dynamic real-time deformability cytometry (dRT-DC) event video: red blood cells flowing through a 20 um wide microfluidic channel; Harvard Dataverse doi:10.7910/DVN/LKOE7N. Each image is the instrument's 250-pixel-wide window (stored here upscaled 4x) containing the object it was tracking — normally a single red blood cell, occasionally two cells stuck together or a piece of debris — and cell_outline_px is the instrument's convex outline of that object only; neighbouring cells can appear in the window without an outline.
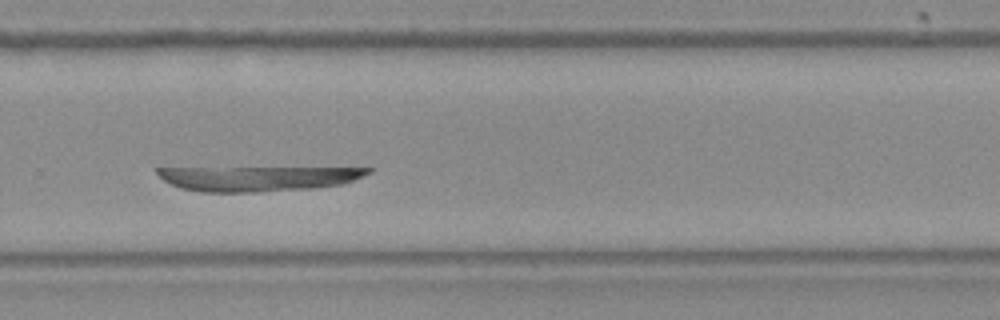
{"species": "Egyptian fruit bat (a non-hibernating species)", "species_latin": "Rousettus aegyptiacus", "temperature_condition": "room temperature", "stored_images_in_passage": 36, "camera_frame_rate_fps": 3000, "um_per_image_px": 0.085, "frame": {"image": 1, "passage_image": 36, "time_ms": 11.667, "image_size_px": [1000, 320], "cell_outline_px": [[372, 172], [364, 176], [344, 184], [316, 188], [256, 192], [200, 192], [180, 188], [164, 180], [156, 172], [156, 168], [372, 168]], "centroid_in_image_um": [21.96, 15.17], "position_along_channel_um": 307.8, "area_um2": 30.46}}